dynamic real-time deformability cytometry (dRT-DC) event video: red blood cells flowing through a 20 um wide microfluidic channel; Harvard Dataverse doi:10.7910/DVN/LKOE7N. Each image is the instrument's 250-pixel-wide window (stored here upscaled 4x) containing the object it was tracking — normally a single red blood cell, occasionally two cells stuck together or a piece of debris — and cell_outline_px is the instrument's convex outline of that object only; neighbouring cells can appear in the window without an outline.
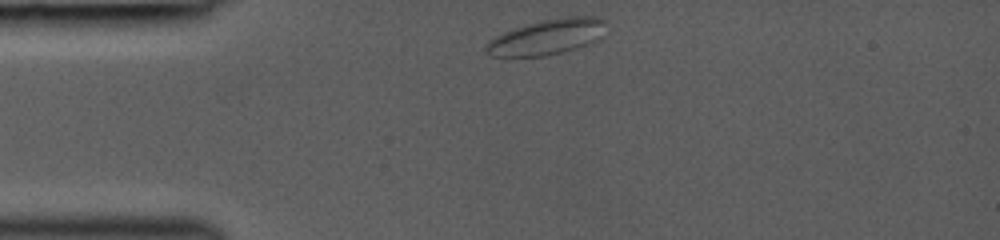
{"species": "common noctule bat (a hibernating species)", "species_latin": "Nyctalus noctula", "temperature_condition": "room temperature", "stored_images_in_passage": 17, "camera_frame_rate_fps": 3000, "um_per_image_px": 0.085, "animal": {"sex": "female", "body_mass_g": 19.0, "forearm_length_mm": 53.3}, "frame": {"image": 1, "passage_image": 1, "time_ms": 0.0, "image_size_px": [1000, 240], "cell_outline_px": [[604, 20], [596, 40], [588, 44], [564, 52], [544, 56], [488, 56], [484, 52], [484, 48], [488, 40], [512, 28], [544, 20], [568, 16], [600, 16]], "centroid_in_image_um": [46.4, 3.15], "position_along_channel_um": 38.6, "area_um2": 24.45}}
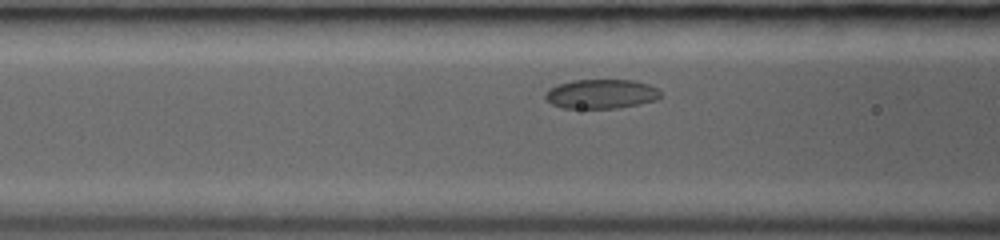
{"frame": {"image": 2, "passage_image": 6, "time_ms": 2.667, "image_size_px": [1000, 240], "cell_outline_px": [[660, 96], [656, 100], [640, 104], [620, 108], [560, 108], [552, 104], [544, 96], [548, 88], [556, 84], [572, 80], [632, 80], [648, 84], [656, 88], [660, 92]], "centroid_in_image_um": [51.07, 7.99], "position_along_channel_um": 115.5, "area_um2": 19.83}}
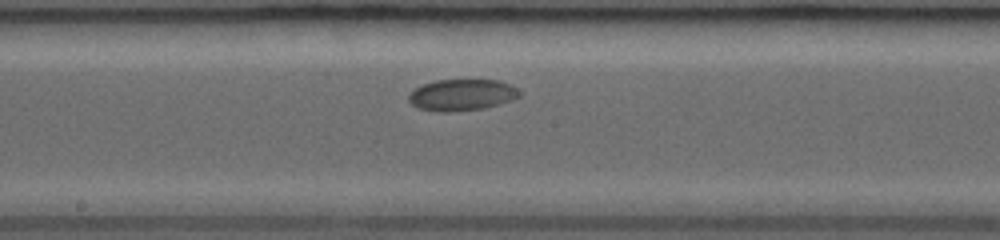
{"frame": {"image": 3, "passage_image": 13, "time_ms": 5.0, "image_size_px": [1000, 240], "cell_outline_px": [[520, 96], [512, 100], [500, 104], [484, 108], [444, 112], [436, 112], [420, 108], [412, 104], [408, 100], [408, 96], [416, 88], [424, 84], [436, 80], [500, 80], [520, 88]], "centroid_in_image_um": [39.31, 8.06], "position_along_channel_um": 208.9, "area_um2": 20.29}}